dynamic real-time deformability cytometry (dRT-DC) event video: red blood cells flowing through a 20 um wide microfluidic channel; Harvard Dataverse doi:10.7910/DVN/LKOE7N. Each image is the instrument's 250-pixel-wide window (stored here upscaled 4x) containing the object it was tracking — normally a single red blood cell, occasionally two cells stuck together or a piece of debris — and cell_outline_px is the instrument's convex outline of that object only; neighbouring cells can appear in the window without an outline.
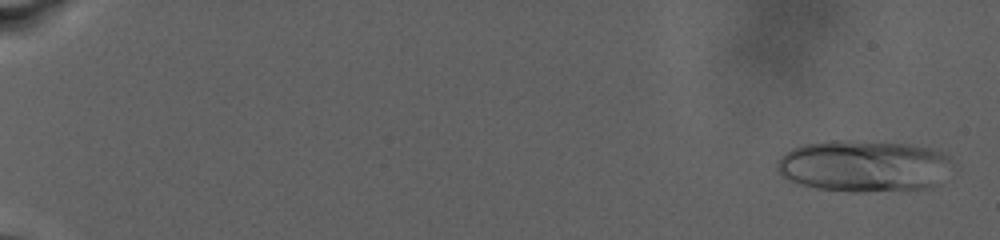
{"species": "human", "species_latin": "Homo sapiens", "temperature_condition": "warm", "stored_images_in_passage": 96, "camera_frame_rate_fps": 3000, "um_per_image_px": 0.085, "donor": {"sex": "male"}, "frame": {"image": 1, "passage_image": 5, "time_ms": 0.667, "image_size_px": [1000, 240], "cell_outline_px": [[948, 160], [936, 184], [928, 188], [864, 192], [852, 192], [816, 188], [800, 184], [788, 180], [780, 176], [776, 172], [776, 160], [784, 152], [792, 148], [804, 144], [828, 140], [852, 140], [908, 144], [932, 148], [948, 156]], "centroid_in_image_um": [73.26, 14.1], "position_along_channel_um": 11.7, "area_um2": 52.6}}
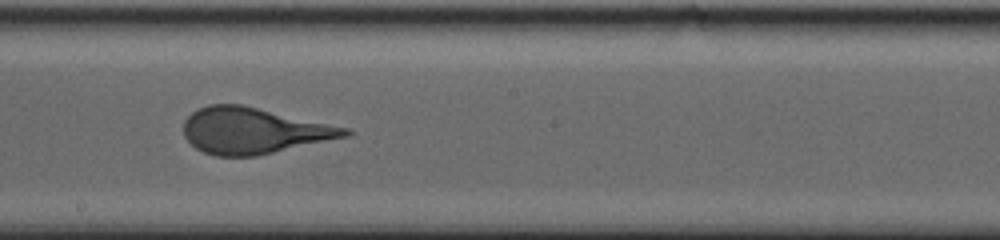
{"frame": {"image": 2, "passage_image": 43, "time_ms": 17.0, "image_size_px": [1000, 240], "cell_outline_px": [[352, 132], [348, 136], [256, 156], [216, 156], [204, 152], [196, 148], [184, 136], [184, 120], [192, 112], [208, 104], [244, 104], [352, 128]], "centroid_in_image_um": [21.59, 11.09], "position_along_channel_um": 226.6, "area_um2": 43.58}}
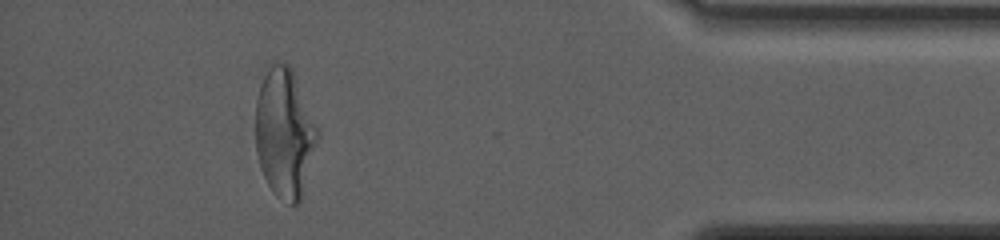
{"frame": {"image": 3, "passage_image": 83, "time_ms": 25.667, "image_size_px": [1000, 240], "cell_outline_px": [[320, 136], [304, 192], [300, 200], [296, 204], [288, 204], [280, 200], [272, 192], [264, 176], [256, 152], [256, 96], [260, 84], [268, 68], [272, 64], [288, 64], [292, 68], [320, 128]], "centroid_in_image_um": [24.23, 11.34], "position_along_channel_um": 411.0, "area_um2": 47.34}}